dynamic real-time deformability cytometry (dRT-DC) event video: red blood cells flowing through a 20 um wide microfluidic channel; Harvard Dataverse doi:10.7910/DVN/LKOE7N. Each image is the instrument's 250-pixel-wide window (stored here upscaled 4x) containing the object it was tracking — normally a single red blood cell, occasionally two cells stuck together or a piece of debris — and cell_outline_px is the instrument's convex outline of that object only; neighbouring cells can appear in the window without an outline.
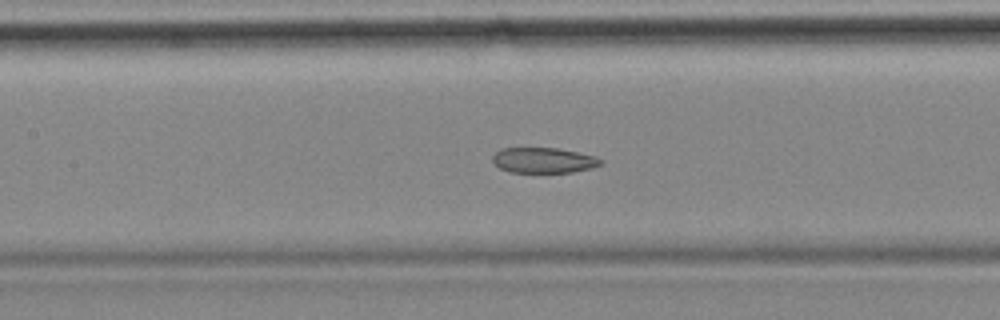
{"species": "common noctule bat (a hibernating species)", "species_latin": "Nyctalus noctula", "temperature_condition": "cold", "stored_images_in_passage": 56, "camera_frame_rate_fps": 3000, "um_per_image_px": 0.085, "animal": {"sex": "female", "body_mass_g": 18.4}, "frame": {"image": 1, "passage_image": 25, "time_ms": 8.0, "image_size_px": [1000, 320], "cell_outline_px": [[604, 160], [600, 164], [592, 168], [572, 172], [512, 172], [500, 168], [492, 160], [492, 156], [500, 148], [560, 148], [596, 156]], "centroid_in_image_um": [46.23, 13.61], "position_along_channel_um": 161.2, "area_um2": 16.01}}
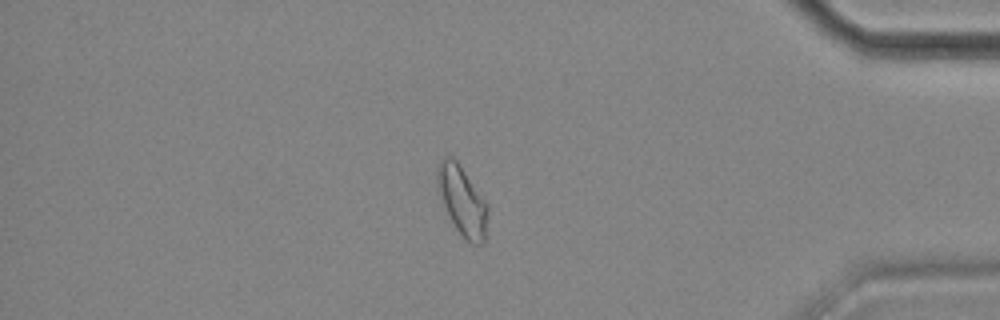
{"frame": {"image": 2, "passage_image": 48, "time_ms": 15.667, "image_size_px": [1000, 320], "cell_outline_px": [[488, 212], [484, 244], [472, 244], [464, 240], [456, 228], [436, 192], [436, 168], [440, 160], [444, 156], [452, 156], [456, 160], [488, 204]], "centroid_in_image_um": [39.26, 17.06], "position_along_channel_um": 395.9, "area_um2": 20.63}, "authors_computed_cell_mechanics": {"area_um2": 19.5364, "velocity_mm_per_s": 3.508, "shape_relaxation_time_tau1_ms": null, "shape_relaxation_time_tau2_ms": 4.7047, "deformation_change_tau1": null, "deformation_change_tau2": 0.0875}}